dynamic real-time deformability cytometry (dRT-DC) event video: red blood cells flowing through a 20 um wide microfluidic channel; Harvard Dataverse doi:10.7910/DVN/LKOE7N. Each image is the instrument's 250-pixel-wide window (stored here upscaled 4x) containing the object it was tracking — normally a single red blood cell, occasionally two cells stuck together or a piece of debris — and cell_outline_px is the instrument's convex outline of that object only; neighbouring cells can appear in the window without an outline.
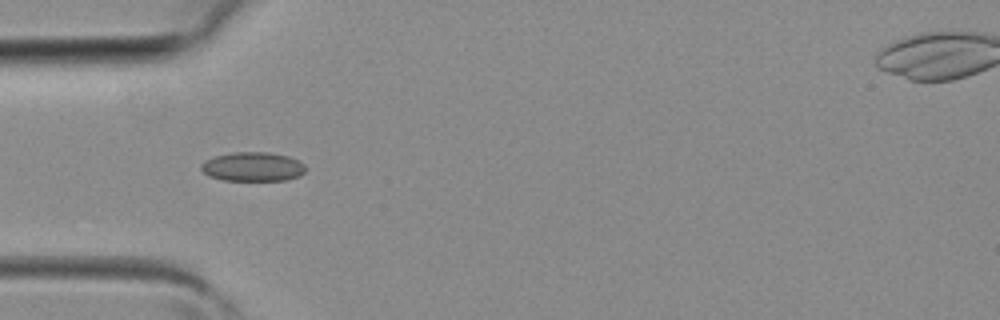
{"species": "common noctule bat (a hibernating species)", "species_latin": "Nyctalus noctula", "temperature_condition": "room temperature", "stored_images_in_passage": 4, "camera_frame_rate_fps": 3000, "um_per_image_px": 0.085, "animal": {"sex": "female", "body_mass_g": 19.3, "forearm_length_mm": 54.1}, "frame": {"image": 1, "passage_image": 3, "time_ms": 0.667, "image_size_px": [1000, 320], "cell_outline_px": [[304, 172], [300, 176], [284, 180], [224, 180], [208, 176], [200, 168], [200, 164], [204, 160], [212, 156], [232, 152], [268, 152], [288, 156], [300, 160], [304, 164]], "centroid_in_image_um": [21.45, 14.16], "position_along_channel_um": 63.5, "area_um2": 17.92}}
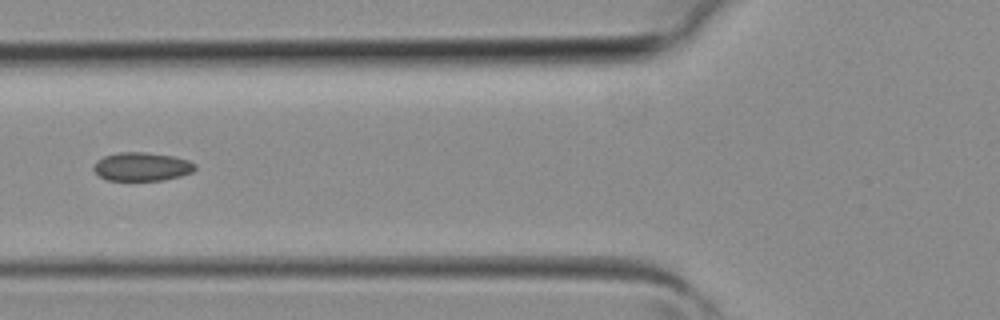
{"frame": {"image": 2, "passage_image": 4, "time_ms": 1.0, "image_size_px": [1000, 320], "cell_outline_px": [[196, 168], [192, 172], [180, 176], [164, 180], [108, 180], [100, 176], [92, 168], [96, 160], [104, 156], [120, 152], [144, 152], [172, 156], [188, 160], [196, 164]], "centroid_in_image_um": [12.05, 14.16], "position_along_channel_um": 113.7, "area_um2": 16.82}}